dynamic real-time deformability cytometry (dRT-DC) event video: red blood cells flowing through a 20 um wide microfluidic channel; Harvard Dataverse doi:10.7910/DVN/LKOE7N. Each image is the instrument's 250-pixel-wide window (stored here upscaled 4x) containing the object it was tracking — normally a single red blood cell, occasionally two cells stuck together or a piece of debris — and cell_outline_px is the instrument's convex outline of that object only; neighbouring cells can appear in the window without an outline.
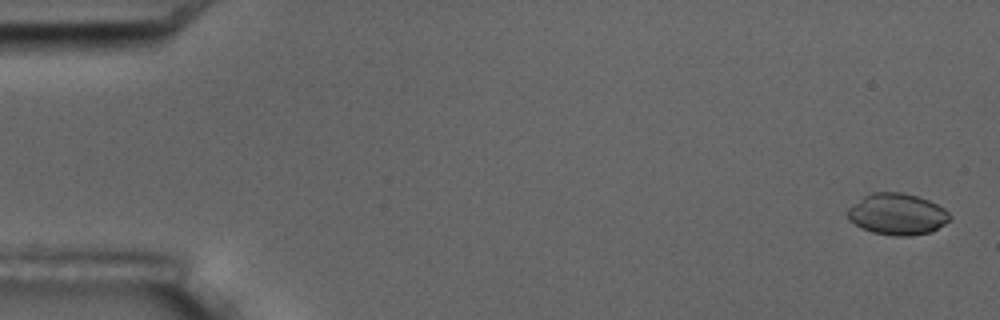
{"species": "common noctule bat (a hibernating species)", "species_latin": "Nyctalus noctula", "temperature_condition": "room temperature", "stored_images_in_passage": 4, "segment_of_instrument_passage": [2, 2], "camera_frame_rate_fps": 3000, "um_per_image_px": 0.085, "animal": {"sex": "male", "body_mass_g": 17.5, "forearm_length_mm": 52.3}, "frame": {"image": 1, "passage_image": 4, "time_ms": 4.333, "image_size_px": [1000, 320], "cell_outline_px": [[952, 216], [944, 224], [932, 232], [912, 236], [892, 236], [872, 232], [860, 228], [848, 220], [848, 208], [864, 196], [872, 192], [900, 192], [916, 196], [928, 200], [944, 208]], "centroid_in_image_um": [76.26, 18.22], "position_along_channel_um": 8.7, "area_um2": 24.74}}